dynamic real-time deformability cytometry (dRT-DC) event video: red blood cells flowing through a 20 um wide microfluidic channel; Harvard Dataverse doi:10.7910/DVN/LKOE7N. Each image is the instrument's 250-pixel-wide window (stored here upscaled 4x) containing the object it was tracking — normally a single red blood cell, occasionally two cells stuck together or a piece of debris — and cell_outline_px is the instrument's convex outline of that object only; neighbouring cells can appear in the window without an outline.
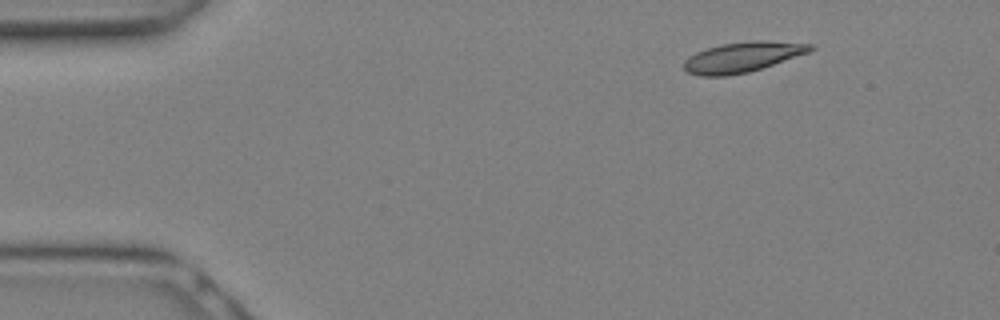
{"species": "Egyptian fruit bat (a non-hibernating species)", "species_latin": "Rousettus aegyptiacus", "temperature_condition": "warm", "stored_images_in_passage": 16, "camera_frame_rate_fps": 3000, "um_per_image_px": 0.085, "animal": {"sex": "female"}, "frame": {"image": 1, "passage_image": 1, "time_ms": 0.0, "image_size_px": [1000, 320], "cell_outline_px": [[816, 48], [808, 52], [748, 72], [728, 76], [700, 76], [688, 72], [684, 68], [684, 60], [688, 56], [696, 52], [720, 44], [752, 40], [764, 40], [816, 44]], "centroid_in_image_um": [63.1, 4.84], "position_along_channel_um": 21.9, "area_um2": 22.2}}
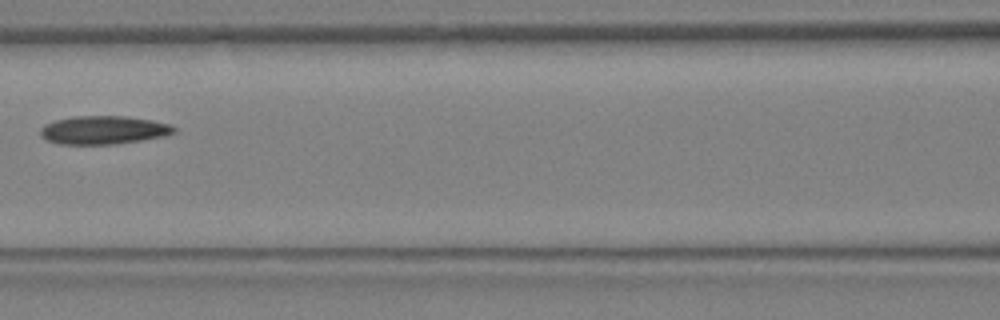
{"frame": {"image": 2, "passage_image": 10, "time_ms": 3.0, "image_size_px": [1000, 320], "cell_outline_px": [[176, 132], [164, 136], [116, 144], [60, 144], [48, 140], [40, 136], [40, 128], [44, 124], [56, 120], [76, 116], [124, 116], [152, 120], [172, 124], [176, 128]], "centroid_in_image_um": [8.81, 11.05], "position_along_channel_um": 157.8, "area_um2": 22.08}}
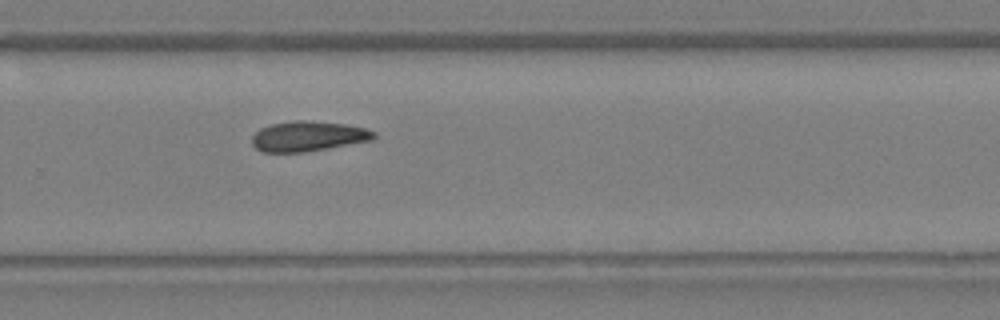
{"frame": {"image": 3, "passage_image": 16, "time_ms": 5.0, "image_size_px": [1000, 320], "cell_outline_px": [[376, 136], [372, 140], [328, 148], [304, 152], [264, 152], [256, 148], [252, 144], [252, 136], [260, 128], [272, 124], [292, 120], [304, 120], [344, 124], [364, 128], [376, 132]], "centroid_in_image_um": [26.18, 11.58], "position_along_channel_um": 303.6, "area_um2": 21.27}}